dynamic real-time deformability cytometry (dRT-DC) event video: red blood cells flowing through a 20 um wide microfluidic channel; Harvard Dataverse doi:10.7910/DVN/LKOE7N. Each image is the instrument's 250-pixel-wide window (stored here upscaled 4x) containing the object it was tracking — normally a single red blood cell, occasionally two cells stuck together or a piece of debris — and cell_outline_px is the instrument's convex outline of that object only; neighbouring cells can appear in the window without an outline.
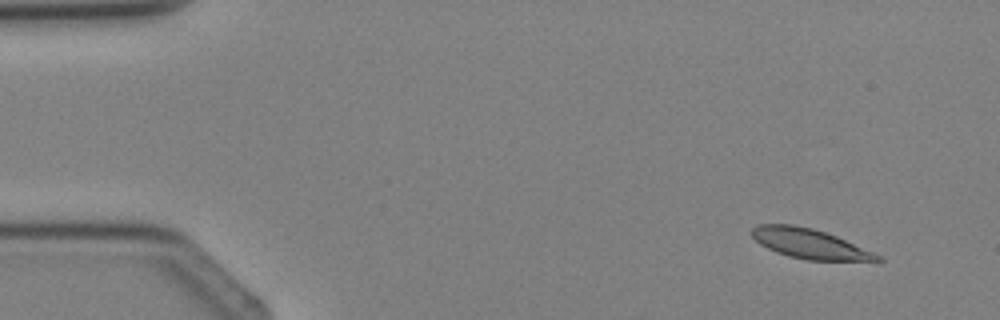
{"species": "Egyptian fruit bat (a non-hibernating species)", "species_latin": "Rousettus aegyptiacus", "temperature_condition": "cold", "stored_images_in_passage": 5, "camera_frame_rate_fps": 3000, "um_per_image_px": 0.085, "animal": {"sex": "female"}, "frame": {"image": 1, "passage_image": 2, "time_ms": 1.0, "image_size_px": [1000, 320], "cell_outline_px": [[884, 260], [880, 264], [808, 260], [788, 256], [776, 252], [760, 244], [752, 236], [752, 228], [756, 224], [792, 224], [812, 228], [836, 236], [872, 252], [880, 256]], "centroid_in_image_um": [68.94, 20.77], "position_along_channel_um": 16.1, "area_um2": 22.43}}
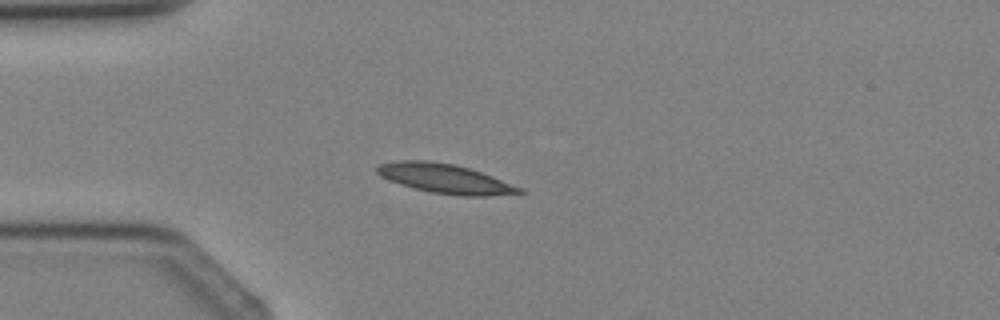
{"frame": {"image": 2, "passage_image": 4, "time_ms": 3.333, "image_size_px": [1000, 320], "cell_outline_px": [[528, 192], [484, 196], [460, 196], [432, 192], [400, 184], [380, 176], [376, 172], [376, 168], [380, 164], [400, 160], [428, 160], [456, 164], [492, 176], [524, 188]], "centroid_in_image_um": [37.86, 15.18], "position_along_channel_um": 47.1, "area_um2": 24.28}}